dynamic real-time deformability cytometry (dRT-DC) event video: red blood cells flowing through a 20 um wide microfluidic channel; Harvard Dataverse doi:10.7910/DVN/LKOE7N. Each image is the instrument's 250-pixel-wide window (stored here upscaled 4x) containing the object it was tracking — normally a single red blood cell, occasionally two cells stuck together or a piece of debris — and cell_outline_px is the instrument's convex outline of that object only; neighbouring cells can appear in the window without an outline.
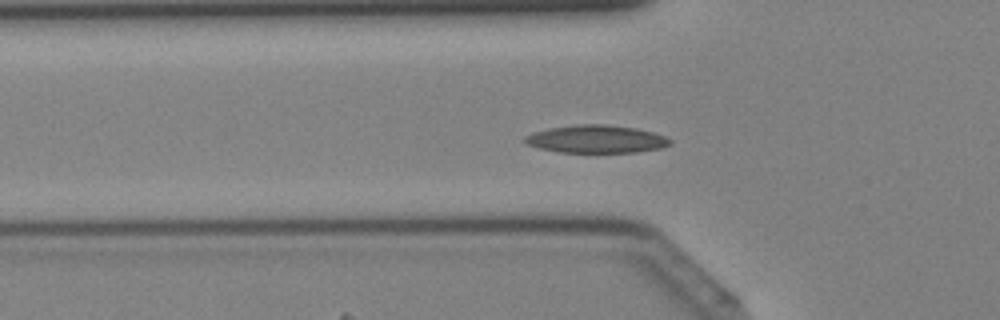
{"species": "Egyptian fruit bat (a non-hibernating species)", "species_latin": "Rousettus aegyptiacus", "temperature_condition": "cold", "stored_images_in_passage": 44, "camera_frame_rate_fps": 3000, "um_per_image_px": 0.085, "animal": {"sex": "female"}, "frame": {"image": 1, "passage_image": 15, "time_ms": 4.667, "image_size_px": [1000, 320], "cell_outline_px": [[672, 144], [660, 148], [636, 152], [556, 152], [524, 144], [524, 136], [532, 132], [548, 128], [580, 124], [608, 124], [636, 128], [652, 132], [664, 136], [672, 140]], "centroid_in_image_um": [50.65, 11.82], "position_along_channel_um": 75.1, "area_um2": 23.64}}
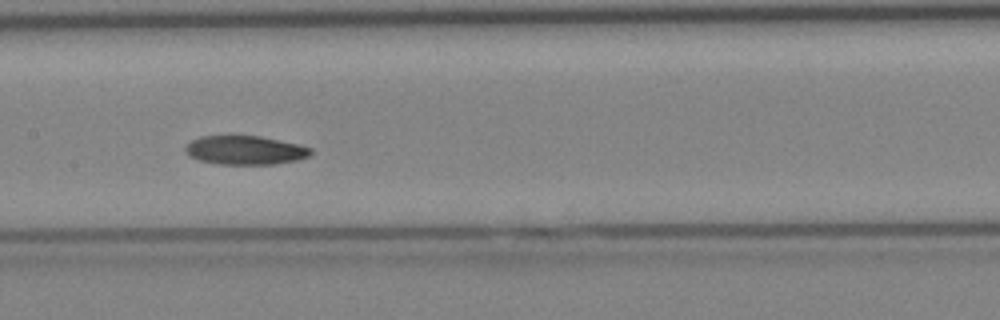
{"frame": {"image": 2, "passage_image": 22, "time_ms": 7.0, "image_size_px": [1000, 320], "cell_outline_px": [[312, 152], [308, 156], [296, 160], [272, 164], [216, 164], [200, 160], [188, 156], [184, 148], [192, 140], [200, 136], [232, 132], [260, 136], [300, 144], [312, 148]], "centroid_in_image_um": [20.78, 12.71], "position_along_channel_um": 186.6, "area_um2": 21.91}}
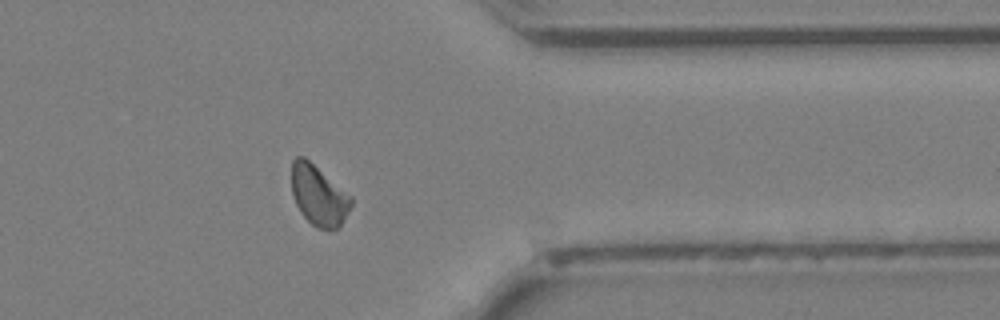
{"frame": {"image": 3, "passage_image": 35, "time_ms": 11.333, "image_size_px": [1000, 320], "cell_outline_px": [[352, 204], [348, 212], [340, 224], [336, 228], [328, 232], [316, 228], [300, 212], [296, 204], [292, 192], [292, 160], [296, 156], [304, 156], [352, 196]], "centroid_in_image_um": [27.08, 16.62], "position_along_channel_um": 384.3, "area_um2": 20.92}}